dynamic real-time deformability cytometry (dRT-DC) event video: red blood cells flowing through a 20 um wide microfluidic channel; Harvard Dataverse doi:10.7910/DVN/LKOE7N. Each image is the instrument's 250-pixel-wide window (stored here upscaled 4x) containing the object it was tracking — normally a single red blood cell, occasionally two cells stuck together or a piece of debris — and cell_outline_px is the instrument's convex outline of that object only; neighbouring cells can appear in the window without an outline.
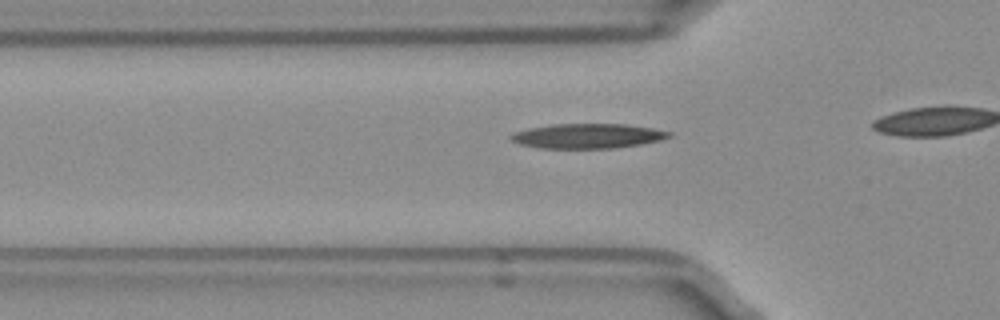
{"species": "Egyptian fruit bat (a non-hibernating species)", "species_latin": "Rousettus aegyptiacus", "temperature_condition": "room temperature", "stored_images_in_passage": 8, "camera_frame_rate_fps": 3000, "um_per_image_px": 0.085, "frame": {"image": 1, "passage_image": 3, "time_ms": 0.667, "image_size_px": [1000, 320], "cell_outline_px": [[672, 136], [660, 140], [640, 144], [616, 148], [540, 148], [520, 144], [512, 140], [508, 136], [516, 132], [528, 128], [552, 124], [628, 124], [652, 128], [672, 132]], "centroid_in_image_um": [49.97, 11.55], "position_along_channel_um": 75.8, "area_um2": 22.77}}